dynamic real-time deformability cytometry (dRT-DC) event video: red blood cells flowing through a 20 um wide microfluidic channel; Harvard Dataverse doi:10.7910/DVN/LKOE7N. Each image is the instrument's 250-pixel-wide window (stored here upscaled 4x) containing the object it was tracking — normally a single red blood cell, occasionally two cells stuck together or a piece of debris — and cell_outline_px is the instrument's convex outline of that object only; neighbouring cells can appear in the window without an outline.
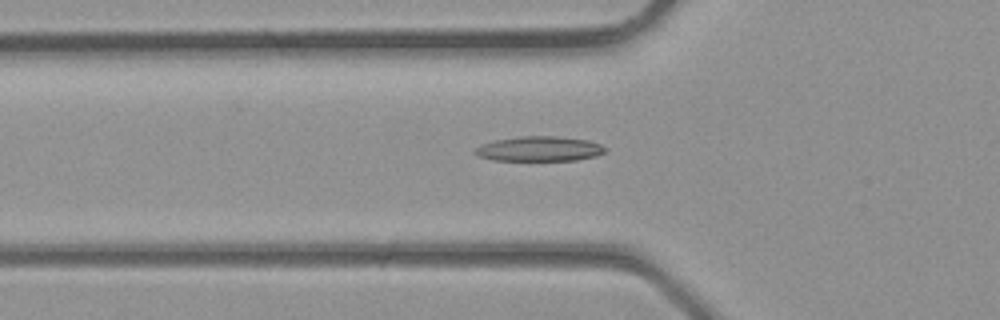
{"species": "common noctule bat (a hibernating species)", "species_latin": "Nyctalus noctula", "temperature_condition": "room temperature", "stored_images_in_passage": 3, "camera_frame_rate_fps": 3000, "um_per_image_px": 0.085, "animal": {"sex": "male", "body_mass_g": 23.1, "forearm_length_mm": 52.7}, "frame": {"image": 1, "passage_image": 3, "time_ms": 0.667, "image_size_px": [1000, 320], "cell_outline_px": [[604, 152], [596, 156], [576, 160], [492, 160], [480, 156], [472, 152], [480, 144], [496, 140], [520, 136], [556, 136], [588, 140], [600, 144], [604, 148]], "centroid_in_image_um": [45.81, 12.65], "position_along_channel_um": 80.0, "area_um2": 18.73}}